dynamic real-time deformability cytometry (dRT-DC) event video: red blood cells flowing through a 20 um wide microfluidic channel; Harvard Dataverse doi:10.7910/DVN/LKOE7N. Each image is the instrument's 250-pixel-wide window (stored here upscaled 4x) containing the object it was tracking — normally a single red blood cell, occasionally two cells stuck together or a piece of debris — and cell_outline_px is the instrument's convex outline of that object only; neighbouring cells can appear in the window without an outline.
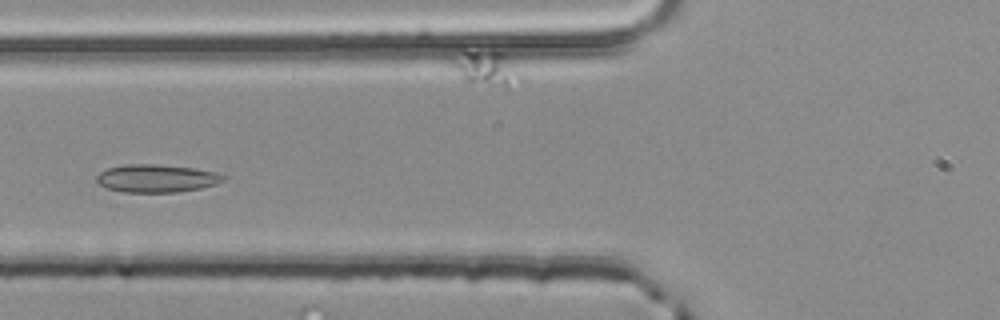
{"species": "common noctule bat (a hibernating species)", "species_latin": "Nyctalus noctula", "temperature_condition": "room temperature", "stored_images_in_passage": 28, "camera_frame_rate_fps": 3000, "um_per_image_px": 0.085, "animal": {"sex": "male", "body_mass_g": 20.4}, "frame": {"image": 1, "passage_image": 7, "time_ms": 2.0, "image_size_px": [1000, 320], "cell_outline_px": [[228, 176], [224, 180], [216, 184], [200, 188], [176, 192], [124, 192], [108, 188], [100, 184], [96, 180], [96, 176], [100, 172], [108, 168], [128, 164], [152, 164], [192, 168], [216, 172]], "centroid_in_image_um": [13.32, 15.16], "position_along_channel_um": 112.5, "area_um2": 20.4}}
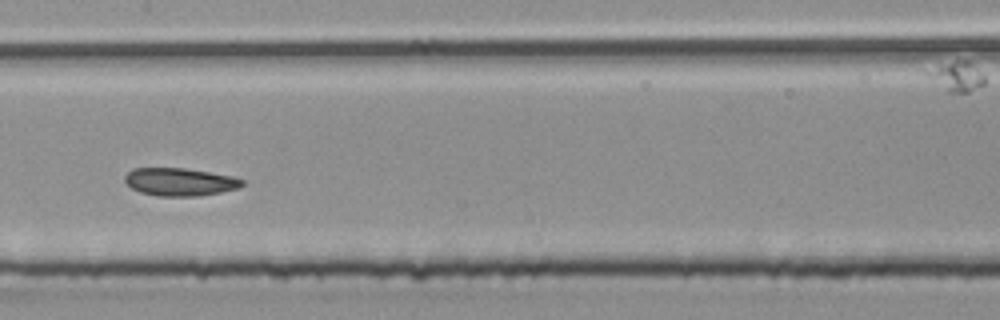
{"frame": {"image": 2, "passage_image": 13, "time_ms": 4.0, "image_size_px": [1000, 320], "cell_outline_px": [[244, 184], [240, 188], [220, 192], [196, 196], [160, 196], [140, 192], [132, 188], [124, 180], [124, 176], [132, 168], [184, 168], [232, 176], [244, 180]], "centroid_in_image_um": [15.29, 15.46], "position_along_channel_um": 192.1, "area_um2": 18.96}}
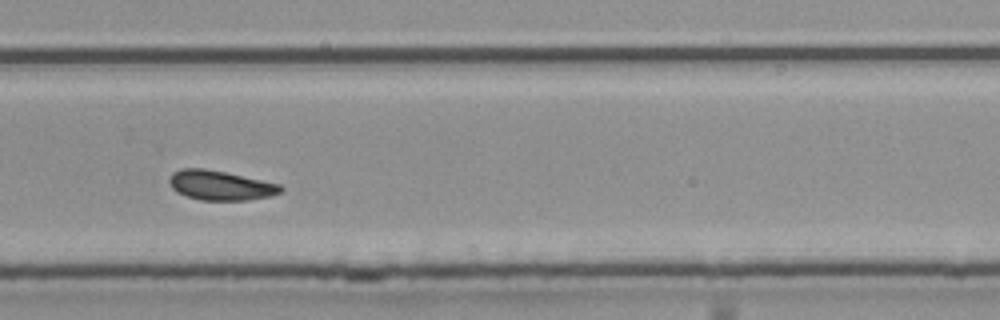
{"frame": {"image": 3, "passage_image": 22, "time_ms": 7.0, "image_size_px": [1000, 320], "cell_outline_px": [[284, 192], [272, 196], [248, 200], [200, 200], [176, 192], [172, 188], [168, 180], [172, 172], [180, 168], [204, 168], [224, 172], [280, 184], [284, 188]], "centroid_in_image_um": [18.74, 15.76], "position_along_channel_um": 311.1, "area_um2": 19.31}, "authors_computed_cell_mechanics": {"area_um2": 19.1896, "velocity_mm_per_s": 3.9786, "shape_relaxation_time_tau1_ms": null, "shape_relaxation_time_tau2_ms": 5.4173, "deformation_change_tau1": null, "deformation_change_tau2": 0.0974}}